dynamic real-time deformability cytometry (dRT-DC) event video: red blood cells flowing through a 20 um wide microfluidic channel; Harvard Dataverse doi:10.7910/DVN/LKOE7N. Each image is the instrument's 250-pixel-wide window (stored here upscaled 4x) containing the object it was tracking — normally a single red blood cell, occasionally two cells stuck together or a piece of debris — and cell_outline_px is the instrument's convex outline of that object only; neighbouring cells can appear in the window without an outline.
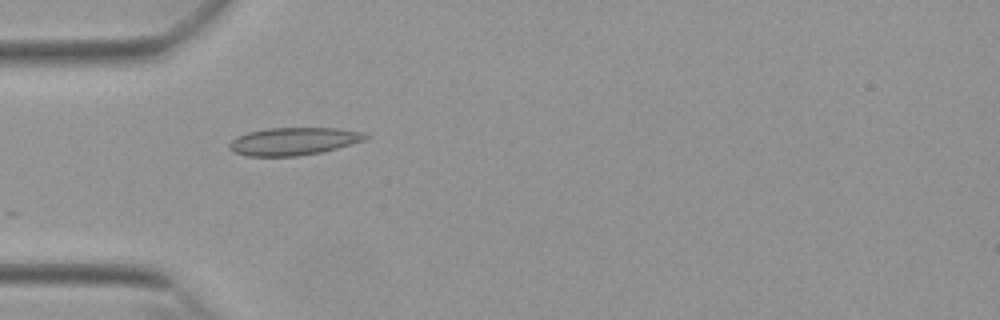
{"species": "Egyptian fruit bat (a non-hibernating species)", "species_latin": "Rousettus aegyptiacus", "temperature_condition": "warm", "stored_images_in_passage": 6, "camera_frame_rate_fps": 3000, "um_per_image_px": 0.085, "animal": {"sex": "female"}, "frame": {"image": 1, "passage_image": 1, "time_ms": 0.0, "image_size_px": [1000, 320], "cell_outline_px": [[368, 136], [364, 140], [336, 148], [320, 152], [296, 156], [248, 156], [236, 152], [228, 148], [228, 144], [236, 136], [248, 132], [268, 128], [336, 128], [360, 132]], "centroid_in_image_um": [24.89, 12.01], "position_along_channel_um": 60.1, "area_um2": 21.62}}
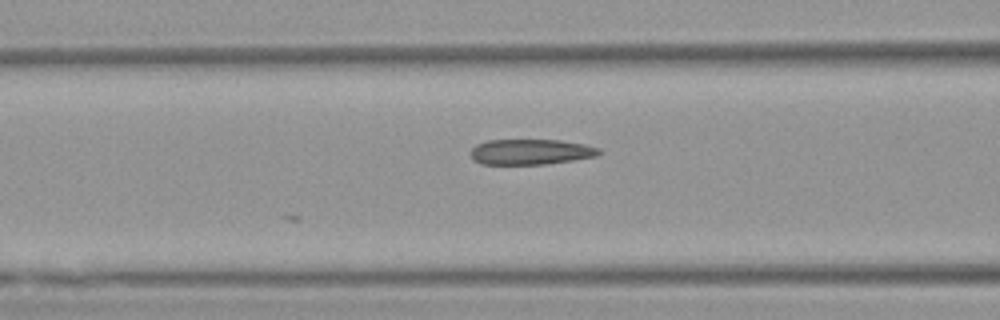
{"frame": {"image": 2, "passage_image": 6, "time_ms": 1.667, "image_size_px": [1000, 320], "cell_outline_px": [[604, 152], [596, 156], [572, 160], [544, 164], [480, 164], [472, 160], [472, 148], [476, 144], [488, 140], [560, 140], [584, 144], [600, 148]], "centroid_in_image_um": [45.12, 12.9], "position_along_channel_um": 121.5, "area_um2": 19.07}}